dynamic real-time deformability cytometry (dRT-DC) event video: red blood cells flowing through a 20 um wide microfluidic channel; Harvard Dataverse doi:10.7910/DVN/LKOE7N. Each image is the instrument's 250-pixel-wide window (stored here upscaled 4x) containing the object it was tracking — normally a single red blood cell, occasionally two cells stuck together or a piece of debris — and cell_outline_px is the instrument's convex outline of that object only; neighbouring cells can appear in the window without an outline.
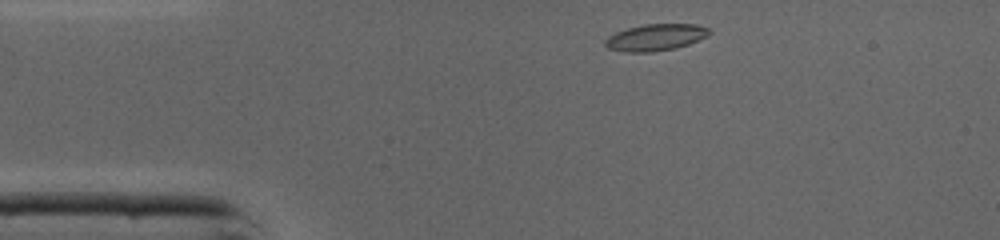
{"species": "common noctule bat (a hibernating species)", "species_latin": "Nyctalus noctula", "temperature_condition": "cold", "stored_images_in_passage": 38, "camera_frame_rate_fps": 3000, "um_per_image_px": 0.085, "animal": {"sex": "male", "body_mass_g": 19.0, "forearm_length_mm": 50.8}, "frame": {"image": 1, "passage_image": 1, "time_ms": 0.0, "image_size_px": [1000, 240], "cell_outline_px": [[712, 32], [708, 36], [688, 44], [676, 48], [652, 52], [624, 52], [608, 48], [604, 44], [604, 40], [608, 36], [616, 32], [628, 28], [644, 24], [696, 24], [708, 28]], "centroid_in_image_um": [55.72, 3.18], "position_along_channel_um": 29.3, "area_um2": 16.24}}
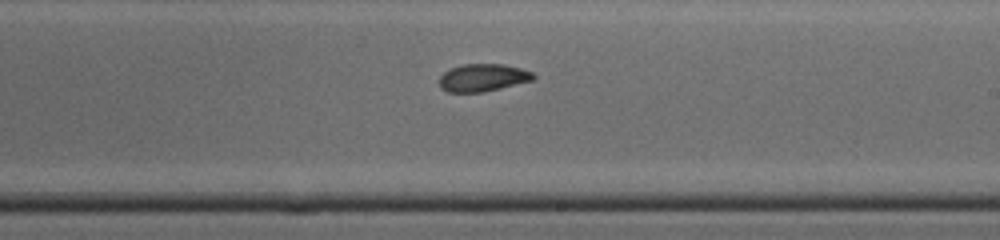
{"frame": {"image": 2, "passage_image": 19, "time_ms": 6.0, "image_size_px": [1000, 240], "cell_outline_px": [[536, 76], [532, 80], [480, 92], [448, 92], [440, 88], [440, 76], [444, 72], [452, 68], [464, 64], [504, 64], [520, 68], [532, 72]], "centroid_in_image_um": [41.02, 6.59], "position_along_channel_um": 248.0, "area_um2": 14.8}}
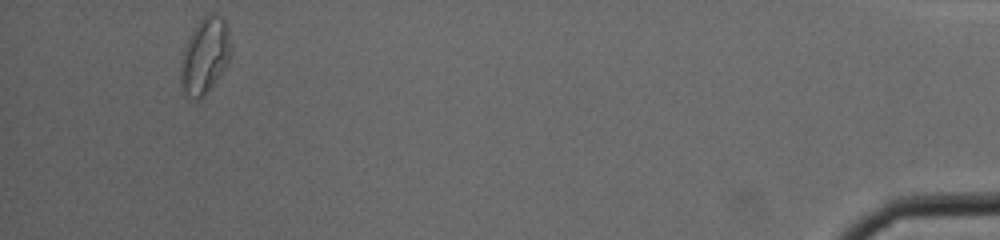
{"frame": {"image": 3, "passage_image": 36, "time_ms": 11.667, "image_size_px": [1000, 240], "cell_outline_px": [[232, 56], [224, 68], [204, 96], [200, 100], [196, 100], [188, 96], [180, 88], [180, 60], [188, 36], [200, 20], [208, 12], [212, 12], [220, 16], [228, 24], [232, 52]], "centroid_in_image_um": [17.41, 4.72], "position_along_channel_um": 417.8, "area_um2": 22.6}, "authors_computed_cell_mechanics": {"area_um2": 15.895, "velocity_mm_per_s": 4.377, "shape_relaxation_time_tau1_ms": null, "shape_relaxation_time_tau2_ms": 2.4774, "deformation_change_tau1": null, "deformation_change_tau2": 0.0695}}